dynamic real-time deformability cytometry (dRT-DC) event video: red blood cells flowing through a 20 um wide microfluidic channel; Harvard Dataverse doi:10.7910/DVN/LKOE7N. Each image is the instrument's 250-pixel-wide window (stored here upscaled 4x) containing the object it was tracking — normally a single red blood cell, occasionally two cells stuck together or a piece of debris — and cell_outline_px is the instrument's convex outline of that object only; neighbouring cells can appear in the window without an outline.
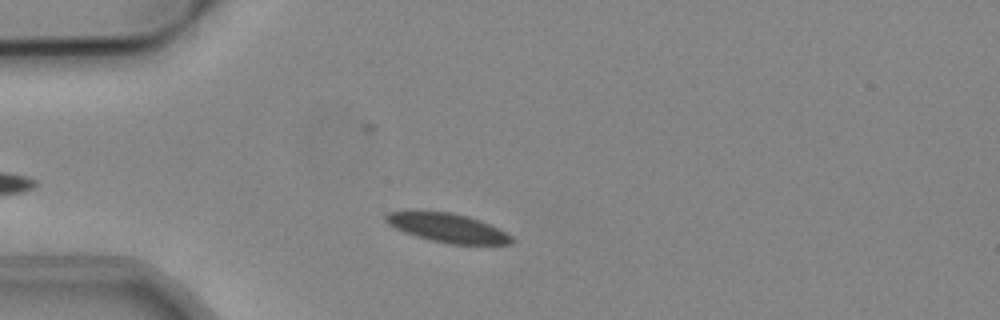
{"species": "common noctule bat (a hibernating species)", "species_latin": "Nyctalus noctula", "temperature_condition": "cold", "stored_images_in_passage": 43, "camera_frame_rate_fps": 3000, "um_per_image_px": 0.085, "animal": {"sex": "male", "body_mass_g": 19.2, "forearm_length_mm": 51.8}, "frame": {"image": 1, "passage_image": 7, "time_ms": 2.0, "image_size_px": [1000, 320], "cell_outline_px": [[512, 244], [448, 244], [428, 240], [404, 232], [388, 224], [384, 220], [384, 216], [388, 212], [452, 212], [468, 216], [480, 220], [512, 236]], "centroid_in_image_um": [38.03, 19.38], "position_along_channel_um": 47.0, "area_um2": 20.92}}
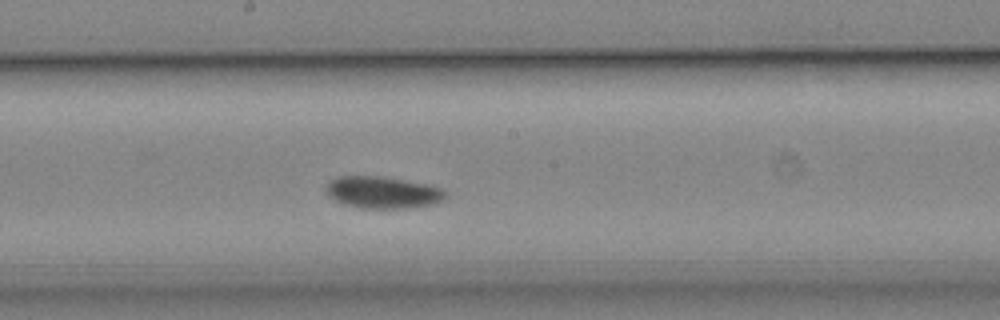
{"frame": {"image": 2, "passage_image": 22, "time_ms": 7.0, "image_size_px": [1000, 320], "cell_outline_px": [[448, 196], [444, 200], [428, 204], [408, 208], [360, 208], [344, 204], [336, 200], [324, 188], [336, 176], [380, 176], [428, 184], [440, 188]], "centroid_in_image_um": [32.53, 16.35], "position_along_channel_um": 215.7, "area_um2": 21.91}}
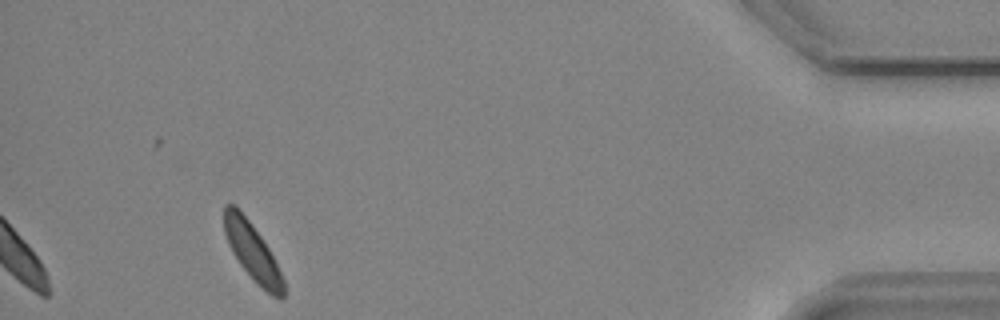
{"frame": {"image": 3, "passage_image": 43, "time_ms": 14.0, "image_size_px": [1000, 320], "cell_outline_px": [[284, 296], [280, 300], [272, 296], [240, 264], [232, 252], [228, 244], [224, 232], [224, 204], [236, 204], [260, 236], [268, 248], [284, 280]], "centroid_in_image_um": [21.42, 21.35], "position_along_channel_um": 413.8, "area_um2": 19.19}}